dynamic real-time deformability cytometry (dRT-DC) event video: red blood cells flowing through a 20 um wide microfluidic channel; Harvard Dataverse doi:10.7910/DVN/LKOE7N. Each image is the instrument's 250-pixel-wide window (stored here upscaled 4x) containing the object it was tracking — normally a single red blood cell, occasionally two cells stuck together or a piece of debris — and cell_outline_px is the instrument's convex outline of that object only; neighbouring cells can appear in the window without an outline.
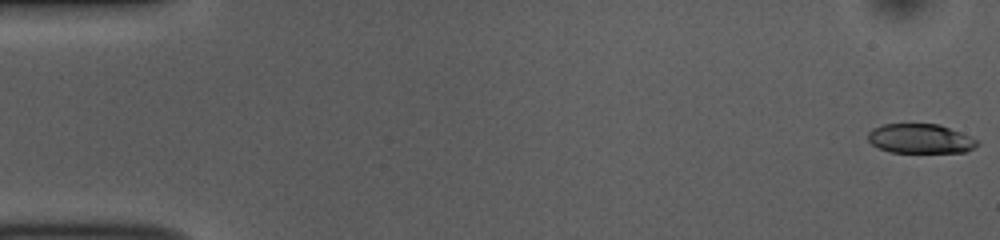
{"species": "common noctule bat (a hibernating species)", "species_latin": "Nyctalus noctula", "temperature_condition": "room temperature", "stored_images_in_passage": 52, "camera_frame_rate_fps": 3000, "um_per_image_px": 0.085, "animal": {"sex": "female", "body_mass_g": 10.0, "forearm_length_mm": 53.1}, "frame": {"image": 1, "passage_image": 1, "time_ms": 0.0, "image_size_px": [1000, 240], "cell_outline_px": [[980, 144], [964, 152], [892, 152], [880, 148], [872, 144], [868, 140], [868, 132], [872, 128], [884, 124], [940, 124], [980, 140]], "centroid_in_image_um": [78.25, 11.78], "position_along_channel_um": 6.8, "area_um2": 18.73}}
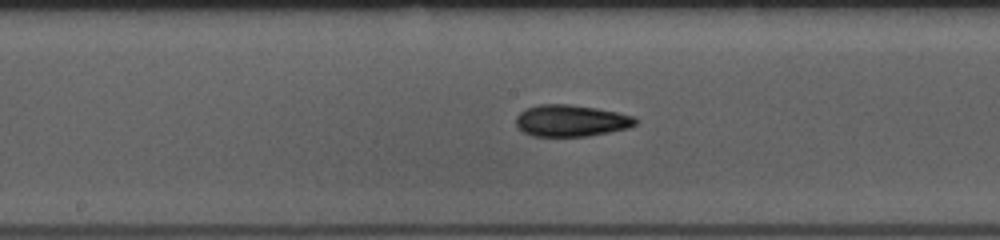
{"frame": {"image": 2, "passage_image": 27, "time_ms": 8.667, "image_size_px": [1000, 240], "cell_outline_px": [[640, 120], [636, 124], [628, 128], [588, 136], [532, 136], [516, 128], [516, 116], [524, 108], [540, 104], [568, 104], [596, 108], [636, 116]], "centroid_in_image_um": [48.53, 10.25], "position_along_channel_um": 199.7, "area_um2": 22.25}}
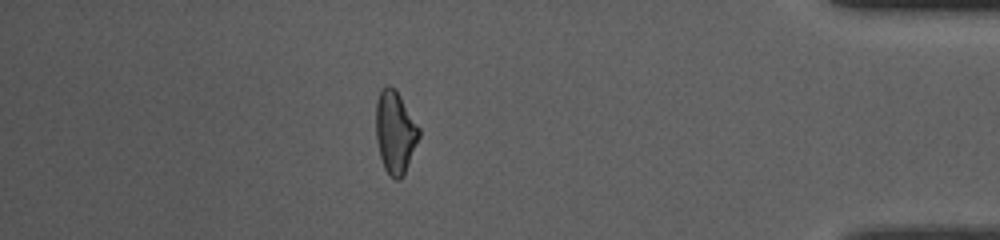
{"frame": {"image": 3, "passage_image": 46, "time_ms": 15.0, "image_size_px": [1000, 240], "cell_outline_px": [[420, 136], [404, 176], [400, 180], [396, 180], [388, 176], [384, 168], [380, 156], [376, 140], [376, 100], [380, 88], [388, 84], [400, 96], [420, 128]], "centroid_in_image_um": [33.58, 11.27], "position_along_channel_um": 401.6, "area_um2": 20.92}, "authors_computed_cell_mechanics": {"area_um2": 21.097, "velocity_mm_per_s": 3.8281, "shape_relaxation_time_tau1_ms": 4.1587, "shape_relaxation_time_tau2_ms": 1.9546, "deformation_change_tau1": 0.1419, "deformation_change_tau2": 0.0926}}